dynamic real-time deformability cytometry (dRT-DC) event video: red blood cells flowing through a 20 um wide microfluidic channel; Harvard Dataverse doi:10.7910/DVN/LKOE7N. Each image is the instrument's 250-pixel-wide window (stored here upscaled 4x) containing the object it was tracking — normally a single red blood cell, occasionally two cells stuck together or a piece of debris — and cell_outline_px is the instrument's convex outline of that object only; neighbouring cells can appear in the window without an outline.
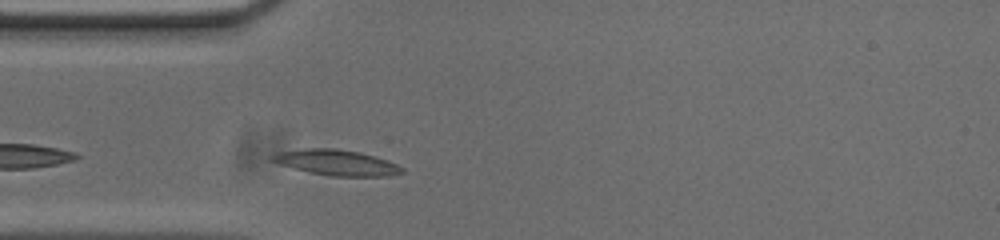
{"species": "common noctule bat (a hibernating species)", "species_latin": "Nyctalus noctula", "temperature_condition": "cold", "stored_images_in_passage": 28, "camera_frame_rate_fps": 3000, "um_per_image_px": 0.085, "animal": {"sex": "male", "body_mass_g": 20.0, "forearm_length_mm": 53.3}, "frame": {"image": 1, "passage_image": 3, "time_ms": 0.667, "image_size_px": [1000, 240], "cell_outline_px": [[404, 172], [388, 176], [328, 176], [308, 172], [280, 164], [272, 160], [272, 156], [280, 152], [304, 148], [336, 148], [360, 152], [388, 160], [404, 168]], "centroid_in_image_um": [28.65, 13.82], "position_along_channel_um": 56.4, "area_um2": 19.25}}
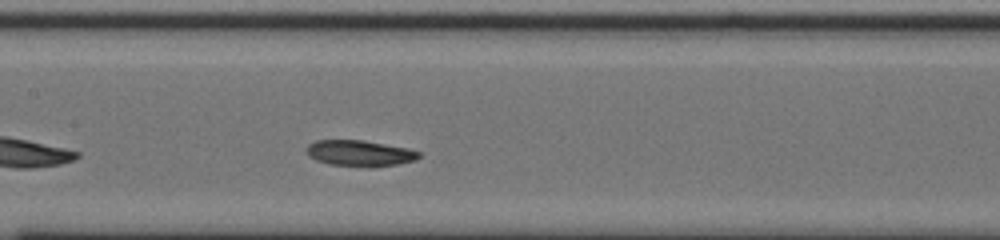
{"frame": {"image": 2, "passage_image": 13, "time_ms": 4.0, "image_size_px": [1000, 240], "cell_outline_px": [[420, 156], [416, 160], [396, 164], [372, 168], [328, 164], [316, 160], [308, 156], [308, 144], [316, 140], [364, 140], [408, 148], [420, 152]], "centroid_in_image_um": [30.59, 13.03], "position_along_channel_um": 176.8, "area_um2": 17.17}}
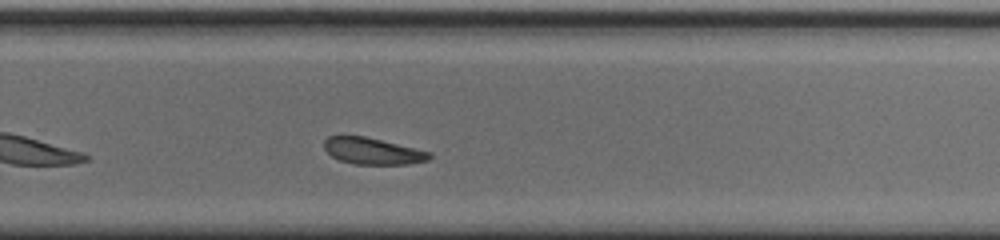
{"frame": {"image": 3, "passage_image": 23, "time_ms": 7.333, "image_size_px": [1000, 240], "cell_outline_px": [[432, 156], [428, 160], [408, 164], [352, 164], [340, 160], [332, 156], [324, 148], [324, 140], [328, 136], [364, 136], [432, 152]], "centroid_in_image_um": [31.68, 12.84], "position_along_channel_um": 298.1, "area_um2": 16.18}, "authors_computed_cell_mechanics": {"area_um2": 17.1955, "velocity_mm_per_s": 3.6447, "shape_relaxation_time_tau1_ms": 2.7082, "shape_relaxation_time_tau2_ms": null, "deformation_change_tau1": 0.0748, "deformation_change_tau2": null}}